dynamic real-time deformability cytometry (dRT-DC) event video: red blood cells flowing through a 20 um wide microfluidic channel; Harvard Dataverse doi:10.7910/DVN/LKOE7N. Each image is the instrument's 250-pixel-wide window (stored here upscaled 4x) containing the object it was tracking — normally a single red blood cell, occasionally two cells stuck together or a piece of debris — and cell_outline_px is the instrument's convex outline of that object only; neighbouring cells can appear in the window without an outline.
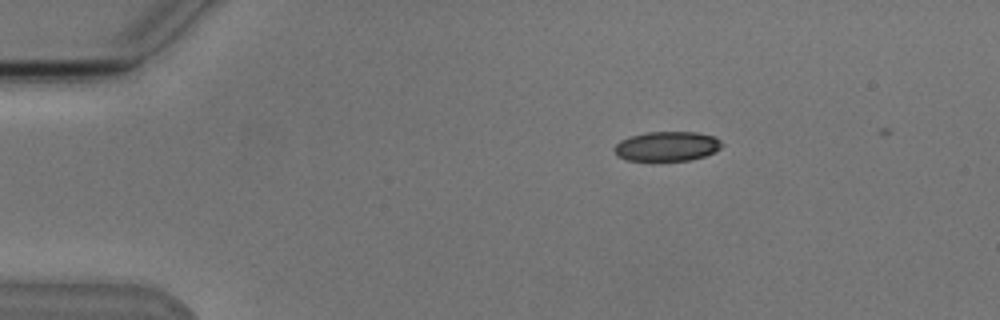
{"species": "Egyptian fruit bat (a non-hibernating species)", "species_latin": "Rousettus aegyptiacus", "temperature_condition": "cold", "stored_images_in_passage": 4, "camera_frame_rate_fps": 3000, "um_per_image_px": 0.085, "animal": {"sex": "male"}, "frame": {"image": 1, "passage_image": 1, "time_ms": 0.0, "image_size_px": [1000, 320], "cell_outline_px": [[724, 144], [716, 152], [704, 156], [688, 160], [628, 160], [616, 156], [612, 148], [620, 140], [628, 136], [644, 132], [696, 132], [716, 136]], "centroid_in_image_um": [56.68, 12.42], "position_along_channel_um": 28.3, "area_um2": 18.79}}